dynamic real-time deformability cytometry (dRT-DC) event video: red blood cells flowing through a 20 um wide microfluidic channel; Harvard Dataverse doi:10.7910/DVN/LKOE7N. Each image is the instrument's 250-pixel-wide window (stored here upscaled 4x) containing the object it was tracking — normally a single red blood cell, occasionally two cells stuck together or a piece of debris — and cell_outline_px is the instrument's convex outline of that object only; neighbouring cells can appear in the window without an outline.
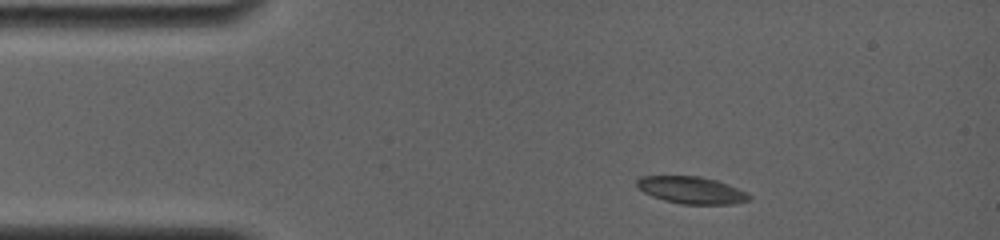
{"species": "common noctule bat (a hibernating species)", "species_latin": "Nyctalus noctula", "temperature_condition": "room temperature", "stored_images_in_passage": 33, "camera_frame_rate_fps": 4000, "um_per_image_px": 0.085, "animal": {"sex": "female", "body_mass_g": 19.0, "forearm_length_mm": 56.7}, "frame": {"image": 1, "passage_image": 1, "time_ms": 0.0, "image_size_px": [1000, 240], "cell_outline_px": [[752, 200], [732, 204], [680, 204], [664, 200], [652, 196], [636, 188], [636, 180], [640, 176], [700, 176], [716, 180], [728, 184], [748, 192], [752, 196]], "centroid_in_image_um": [58.79, 16.16], "position_along_channel_um": 26.2, "area_um2": 17.98}}
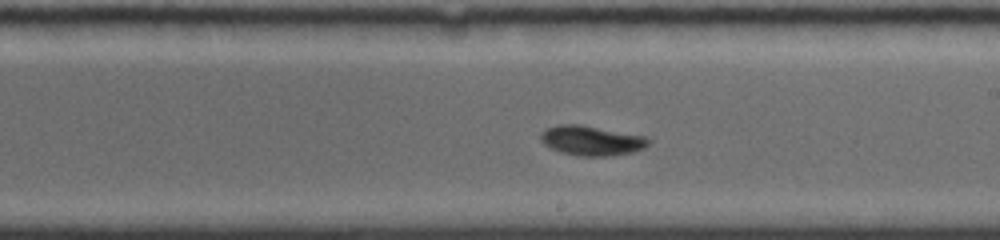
{"frame": {"image": 2, "passage_image": 18, "time_ms": 7.0, "image_size_px": [1000, 240], "cell_outline_px": [[652, 140], [644, 148], [632, 152], [608, 156], [580, 156], [560, 152], [544, 144], [540, 140], [540, 132], [556, 124], [580, 124], [644, 136]], "centroid_in_image_um": [50.26, 11.94], "position_along_channel_um": 238.7, "area_um2": 18.67}}
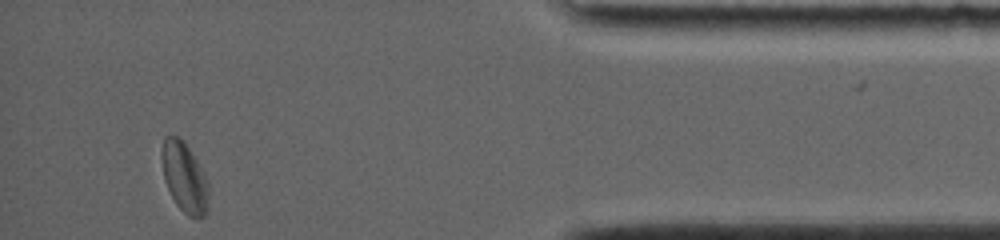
{"frame": {"image": 3, "passage_image": 32, "time_ms": 12.75, "image_size_px": [1000, 240], "cell_outline_px": [[208, 212], [204, 216], [196, 220], [188, 216], [176, 204], [164, 180], [160, 152], [164, 136], [176, 136], [188, 148], [204, 172], [208, 180]], "centroid_in_image_um": [15.68, 15.12], "position_along_channel_um": 419.5, "area_um2": 19.19}}